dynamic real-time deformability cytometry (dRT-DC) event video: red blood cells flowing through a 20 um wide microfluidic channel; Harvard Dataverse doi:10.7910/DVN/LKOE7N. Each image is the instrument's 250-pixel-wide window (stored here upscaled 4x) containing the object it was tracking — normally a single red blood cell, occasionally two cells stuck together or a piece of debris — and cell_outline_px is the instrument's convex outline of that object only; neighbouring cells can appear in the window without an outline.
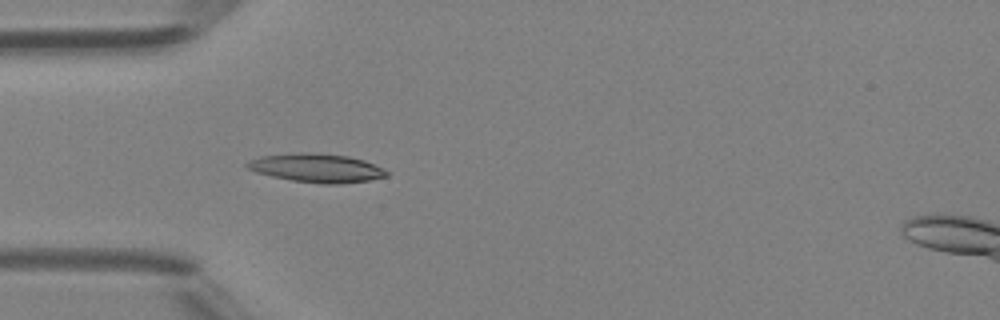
{"species": "Egyptian fruit bat (a non-hibernating species)", "species_latin": "Rousettus aegyptiacus", "temperature_condition": "room temperature", "stored_images_in_passage": 47, "camera_frame_rate_fps": 3000, "um_per_image_px": 0.085, "animal": {"sex": "female"}, "frame": {"image": 1, "passage_image": 15, "time_ms": 4.667, "image_size_px": [1000, 320], "cell_outline_px": [[388, 176], [368, 180], [340, 184], [324, 184], [292, 180], [272, 176], [256, 172], [248, 168], [244, 164], [260, 156], [300, 152], [316, 152], [348, 156], [364, 160], [384, 168], [388, 172]], "centroid_in_image_um": [26.94, 14.27], "position_along_channel_um": 58.1, "area_um2": 23.29}}
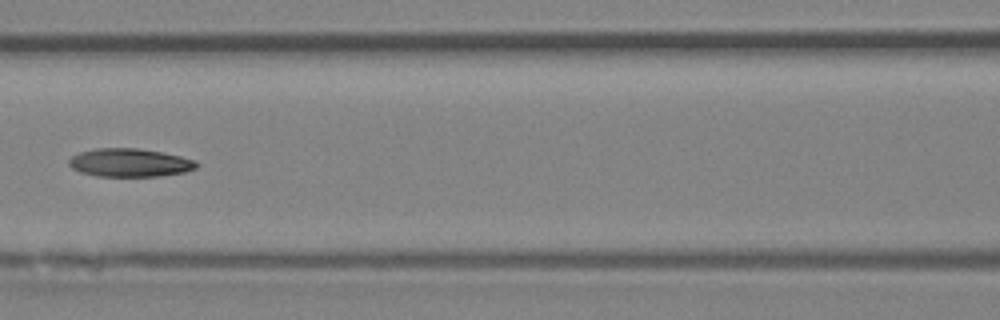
{"frame": {"image": 2, "passage_image": 22, "time_ms": 7.0, "image_size_px": [1000, 320], "cell_outline_px": [[196, 168], [184, 172], [160, 176], [96, 176], [80, 172], [72, 168], [68, 164], [68, 160], [72, 156], [80, 152], [96, 148], [136, 148], [160, 152], [180, 156], [196, 160]], "centroid_in_image_um": [11.0, 13.83], "position_along_channel_um": 155.6, "area_um2": 20.92}}
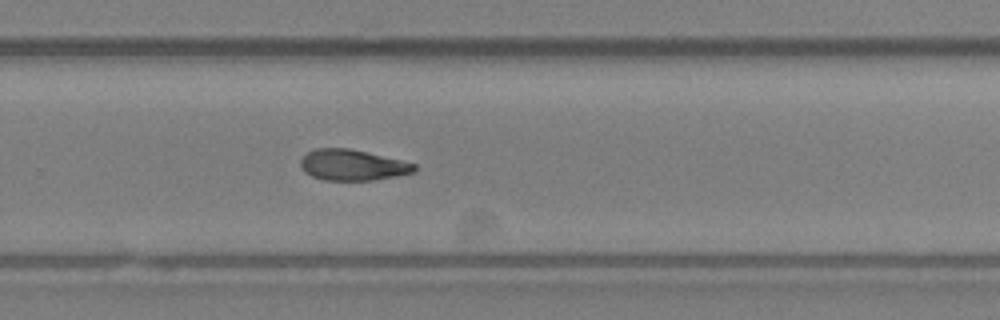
{"frame": {"image": 3, "passage_image": 32, "time_ms": 10.333, "image_size_px": [1000, 320], "cell_outline_px": [[416, 172], [396, 176], [372, 180], [324, 180], [312, 176], [304, 172], [300, 164], [300, 160], [308, 152], [316, 148], [348, 148], [400, 160], [416, 164]], "centroid_in_image_um": [29.95, 14.03], "position_along_channel_um": 299.9, "area_um2": 20.29}, "authors_computed_cell_mechanics": {"area_um2": 20.9814, "velocity_mm_per_s": 4.3441, "shape_relaxation_time_tau1_ms": 10.8547, "shape_relaxation_time_tau2_ms": 10.8445, "deformation_change_tau1": 0.2321, "deformation_change_tau2": 0.2342}}